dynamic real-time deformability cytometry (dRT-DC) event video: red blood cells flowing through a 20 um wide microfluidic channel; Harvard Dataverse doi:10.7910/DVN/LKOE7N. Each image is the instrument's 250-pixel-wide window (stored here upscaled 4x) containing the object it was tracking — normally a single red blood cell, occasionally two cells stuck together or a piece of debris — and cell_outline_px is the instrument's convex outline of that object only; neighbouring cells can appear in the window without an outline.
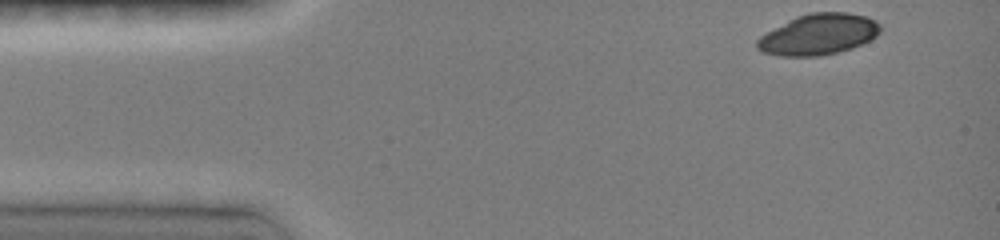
{"species": "common noctule bat (a hibernating species)", "species_latin": "Nyctalus noctula", "temperature_condition": "room temperature", "stored_images_in_passage": 35, "camera_frame_rate_fps": 3000, "um_per_image_px": 0.085, "animal": {"sex": "female", "body_mass_g": 19.0, "forearm_length_mm": 51.5}, "frame": {"image": 1, "passage_image": 1, "time_ms": 0.0, "image_size_px": [1000, 240], "cell_outline_px": [[880, 32], [876, 36], [852, 48], [820, 56], [780, 56], [764, 52], [756, 48], [756, 40], [760, 36], [788, 20], [796, 16], [812, 12], [848, 12], [864, 16], [876, 20], [880, 24]], "centroid_in_image_um": [69.56, 2.92], "position_along_channel_um": 15.4, "area_um2": 29.25}}